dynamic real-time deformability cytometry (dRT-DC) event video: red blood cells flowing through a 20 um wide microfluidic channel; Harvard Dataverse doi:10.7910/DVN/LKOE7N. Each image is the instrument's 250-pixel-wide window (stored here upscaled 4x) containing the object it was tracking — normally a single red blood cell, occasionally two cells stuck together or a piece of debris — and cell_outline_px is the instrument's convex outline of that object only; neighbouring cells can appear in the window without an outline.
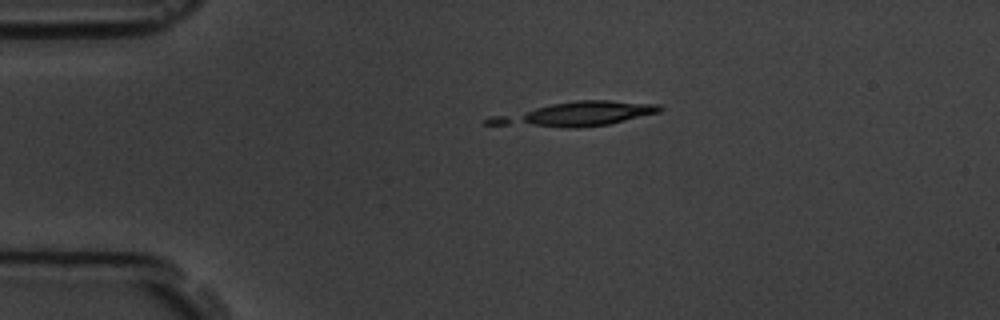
{"species": "common noctule bat (a hibernating species)", "species_latin": "Nyctalus noctula", "temperature_condition": "room temperature", "stored_images_in_passage": 5, "camera_frame_rate_fps": 3000, "um_per_image_px": 0.085, "animal": {"sex": "male", "body_mass_g": 19.5, "forearm_length_mm": 54.6}, "frame": {"image": 1, "passage_image": 1, "time_ms": 0.0, "image_size_px": [1000, 320], "cell_outline_px": [[664, 108], [660, 112], [608, 124], [576, 128], [568, 128], [484, 124], [484, 120], [492, 116], [552, 104], [576, 100], [608, 100], [660, 104]], "centroid_in_image_um": [48.98, 9.7], "position_along_channel_um": 36.0, "area_um2": 23.81}}
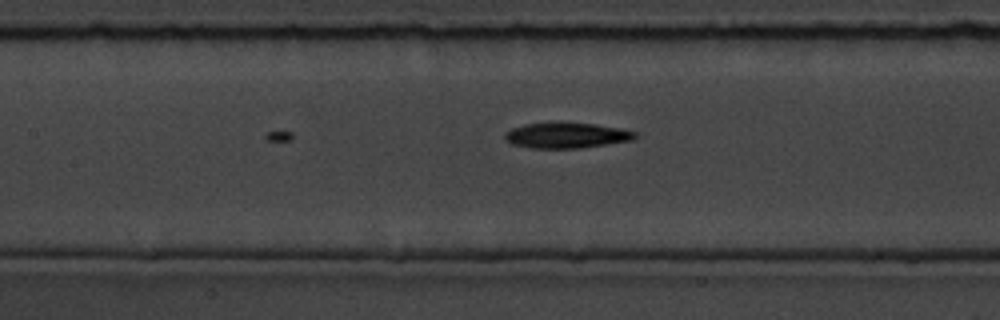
{"frame": {"image": 2, "passage_image": 5, "time_ms": 4.333, "image_size_px": [1000, 320], "cell_outline_px": [[640, 136], [632, 140], [580, 148], [532, 148], [512, 144], [504, 136], [512, 128], [524, 124], [596, 124], [620, 128], [636, 132]], "centroid_in_image_um": [48.22, 11.53], "position_along_channel_um": 159.2, "area_um2": 18.79}}